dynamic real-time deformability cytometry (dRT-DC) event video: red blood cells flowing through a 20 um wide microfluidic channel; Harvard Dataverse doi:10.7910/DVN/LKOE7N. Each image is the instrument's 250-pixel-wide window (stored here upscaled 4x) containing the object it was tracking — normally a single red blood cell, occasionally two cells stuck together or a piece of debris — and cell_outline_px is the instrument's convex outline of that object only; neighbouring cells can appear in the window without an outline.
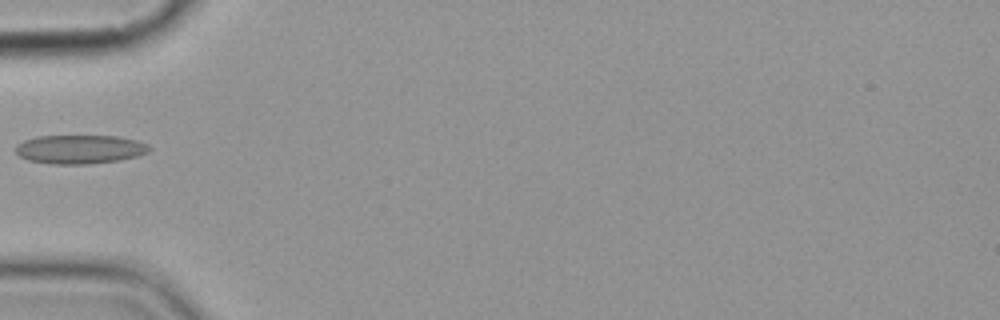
{"species": "common noctule bat (a hibernating species)", "species_latin": "Nyctalus noctula", "temperature_condition": "cold", "stored_images_in_passage": 7, "camera_frame_rate_fps": 3000, "um_per_image_px": 0.085, "animal": {"sex": "female", "body_mass_g": 19.9}, "frame": {"image": 1, "passage_image": 6, "time_ms": 6.0, "image_size_px": [1000, 320], "cell_outline_px": [[152, 148], [148, 152], [136, 156], [120, 160], [88, 164], [52, 164], [28, 160], [20, 156], [16, 152], [16, 144], [24, 140], [36, 136], [120, 136], [136, 140], [148, 144]], "centroid_in_image_um": [6.79, 12.68], "position_along_channel_um": 78.2, "area_um2": 22.54}}
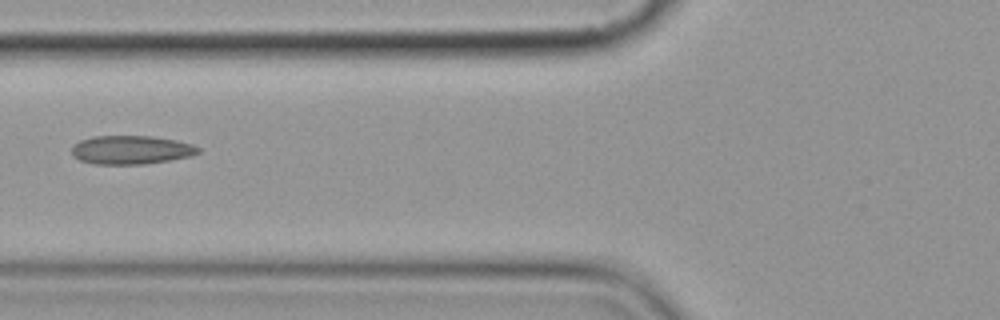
{"frame": {"image": 2, "passage_image": 7, "time_ms": 7.0, "image_size_px": [1000, 320], "cell_outline_px": [[200, 152], [192, 156], [172, 160], [144, 164], [96, 164], [80, 160], [72, 156], [72, 144], [80, 140], [92, 136], [152, 136], [176, 140], [192, 144], [200, 148]], "centroid_in_image_um": [11.15, 12.74], "position_along_channel_um": 114.7, "area_um2": 21.33}}